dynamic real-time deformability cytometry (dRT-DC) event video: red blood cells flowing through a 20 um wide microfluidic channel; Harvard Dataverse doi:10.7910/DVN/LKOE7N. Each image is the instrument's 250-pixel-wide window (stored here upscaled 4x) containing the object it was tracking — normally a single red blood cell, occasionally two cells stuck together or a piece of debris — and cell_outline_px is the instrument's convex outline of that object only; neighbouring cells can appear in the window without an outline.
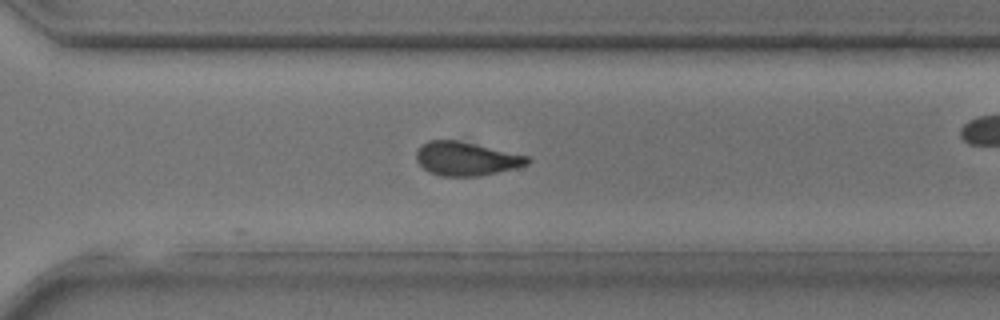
{"species": "common noctule bat (a hibernating species)", "species_latin": "Nyctalus noctula", "temperature_condition": "room temperature", "stored_images_in_passage": 36, "camera_frame_rate_fps": 3000, "um_per_image_px": 0.085, "animal": {"sex": "male", "body_mass_g": 17.9, "forearm_length_mm": 54.2}, "frame": {"image": 1, "passage_image": 25, "time_ms": 8.0, "image_size_px": [1000, 320], "cell_outline_px": [[532, 160], [528, 164], [516, 168], [480, 176], [440, 176], [428, 172], [416, 160], [416, 152], [420, 144], [428, 140], [456, 140], [528, 156]], "centroid_in_image_um": [39.6, 13.5], "position_along_channel_um": 331.0, "area_um2": 21.79}}
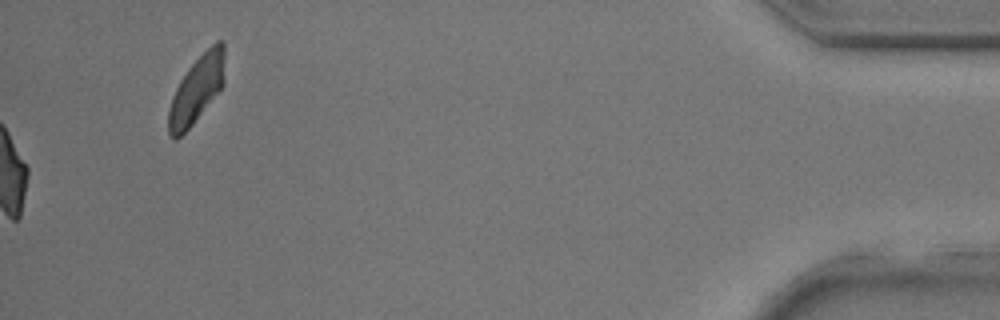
{"frame": {"image": 2, "passage_image": 36, "time_ms": 11.667, "image_size_px": [1000, 320], "cell_outline_px": [[224, 84], [192, 124], [176, 140], [168, 132], [168, 108], [172, 96], [180, 80], [188, 68], [216, 40], [224, 40]], "centroid_in_image_um": [16.71, 7.58], "position_along_channel_um": 418.5, "area_um2": 21.62}}